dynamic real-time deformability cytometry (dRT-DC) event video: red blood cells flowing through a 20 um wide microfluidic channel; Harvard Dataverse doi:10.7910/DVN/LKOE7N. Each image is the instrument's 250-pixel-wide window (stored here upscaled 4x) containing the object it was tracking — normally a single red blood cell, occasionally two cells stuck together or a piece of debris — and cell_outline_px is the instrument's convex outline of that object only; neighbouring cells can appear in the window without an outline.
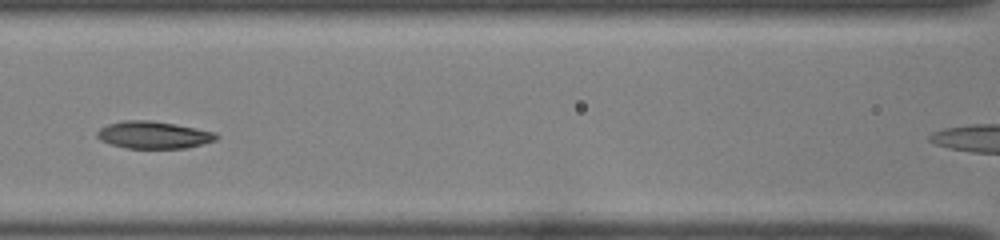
{"species": "common noctule bat (a hibernating species)", "species_latin": "Nyctalus noctula", "temperature_condition": "room temperature", "stored_images_in_passage": 16, "camera_frame_rate_fps": 3000, "um_per_image_px": 0.085, "animal": {"sex": "female", "body_mass_g": 22.0, "forearm_length_mm": 56.7}, "frame": {"image": 1, "passage_image": 7, "time_ms": 2.0, "image_size_px": [1000, 240], "cell_outline_px": [[220, 136], [216, 140], [184, 148], [128, 148], [112, 144], [100, 140], [96, 136], [96, 132], [100, 128], [108, 124], [124, 120], [148, 120], [172, 124], [216, 132]], "centroid_in_image_um": [13.03, 11.47], "position_along_channel_um": 153.6, "area_um2": 18.67}}
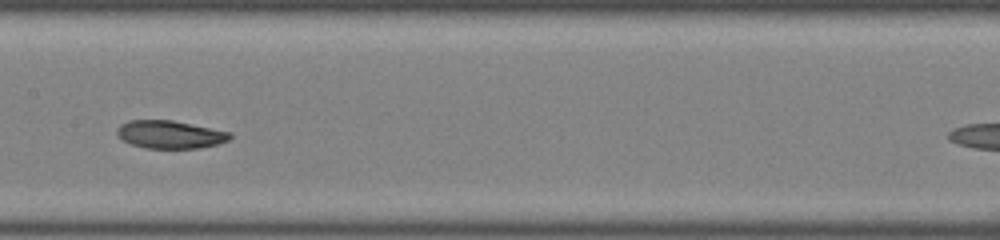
{"frame": {"image": 2, "passage_image": 10, "time_ms": 3.0, "image_size_px": [1000, 240], "cell_outline_px": [[232, 136], [228, 140], [216, 144], [200, 148], [148, 148], [132, 144], [124, 140], [116, 132], [120, 124], [132, 120], [172, 120], [232, 132]], "centroid_in_image_um": [14.49, 11.42], "position_along_channel_um": 192.9, "area_um2": 18.15}}